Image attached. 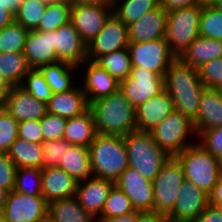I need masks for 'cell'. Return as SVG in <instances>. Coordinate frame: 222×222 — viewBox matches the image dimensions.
Returning <instances> with one entry per match:
<instances>
[{"mask_svg":"<svg viewBox=\"0 0 222 222\" xmlns=\"http://www.w3.org/2000/svg\"><path fill=\"white\" fill-rule=\"evenodd\" d=\"M209 205V194L185 180L180 187L176 204L167 215L169 222H191L200 212Z\"/></svg>","mask_w":222,"mask_h":222,"instance_id":"cell-15","label":"cell"},{"mask_svg":"<svg viewBox=\"0 0 222 222\" xmlns=\"http://www.w3.org/2000/svg\"><path fill=\"white\" fill-rule=\"evenodd\" d=\"M209 201H222V174L213 190L209 193Z\"/></svg>","mask_w":222,"mask_h":222,"instance_id":"cell-54","label":"cell"},{"mask_svg":"<svg viewBox=\"0 0 222 222\" xmlns=\"http://www.w3.org/2000/svg\"><path fill=\"white\" fill-rule=\"evenodd\" d=\"M40 121L44 141L63 138L67 123L66 118L47 113Z\"/></svg>","mask_w":222,"mask_h":222,"instance_id":"cell-45","label":"cell"},{"mask_svg":"<svg viewBox=\"0 0 222 222\" xmlns=\"http://www.w3.org/2000/svg\"><path fill=\"white\" fill-rule=\"evenodd\" d=\"M87 65L82 91L85 93L89 105L98 99L114 94L119 90L120 82L105 69L93 61L85 60L81 65Z\"/></svg>","mask_w":222,"mask_h":222,"instance_id":"cell-20","label":"cell"},{"mask_svg":"<svg viewBox=\"0 0 222 222\" xmlns=\"http://www.w3.org/2000/svg\"><path fill=\"white\" fill-rule=\"evenodd\" d=\"M14 21L15 14L6 5H0V31Z\"/></svg>","mask_w":222,"mask_h":222,"instance_id":"cell-52","label":"cell"},{"mask_svg":"<svg viewBox=\"0 0 222 222\" xmlns=\"http://www.w3.org/2000/svg\"><path fill=\"white\" fill-rule=\"evenodd\" d=\"M115 185L131 200L136 211H154L153 182L135 169L127 167L115 181Z\"/></svg>","mask_w":222,"mask_h":222,"instance_id":"cell-14","label":"cell"},{"mask_svg":"<svg viewBox=\"0 0 222 222\" xmlns=\"http://www.w3.org/2000/svg\"><path fill=\"white\" fill-rule=\"evenodd\" d=\"M88 109L89 103L86 95L79 86H74L65 92L53 93L47 103L48 113L66 119L81 115Z\"/></svg>","mask_w":222,"mask_h":222,"instance_id":"cell-25","label":"cell"},{"mask_svg":"<svg viewBox=\"0 0 222 222\" xmlns=\"http://www.w3.org/2000/svg\"><path fill=\"white\" fill-rule=\"evenodd\" d=\"M48 216L54 222H97L96 218L82 208L76 197L49 203Z\"/></svg>","mask_w":222,"mask_h":222,"instance_id":"cell-29","label":"cell"},{"mask_svg":"<svg viewBox=\"0 0 222 222\" xmlns=\"http://www.w3.org/2000/svg\"><path fill=\"white\" fill-rule=\"evenodd\" d=\"M90 108L81 115L67 119L63 139L71 145L89 147L97 135Z\"/></svg>","mask_w":222,"mask_h":222,"instance_id":"cell-27","label":"cell"},{"mask_svg":"<svg viewBox=\"0 0 222 222\" xmlns=\"http://www.w3.org/2000/svg\"><path fill=\"white\" fill-rule=\"evenodd\" d=\"M16 165L7 152H0V187L11 192L15 186Z\"/></svg>","mask_w":222,"mask_h":222,"instance_id":"cell-47","label":"cell"},{"mask_svg":"<svg viewBox=\"0 0 222 222\" xmlns=\"http://www.w3.org/2000/svg\"><path fill=\"white\" fill-rule=\"evenodd\" d=\"M9 191L0 187V210L2 211L5 206Z\"/></svg>","mask_w":222,"mask_h":222,"instance_id":"cell-58","label":"cell"},{"mask_svg":"<svg viewBox=\"0 0 222 222\" xmlns=\"http://www.w3.org/2000/svg\"><path fill=\"white\" fill-rule=\"evenodd\" d=\"M124 141L128 167L135 169L144 178L153 181L170 156L154 142L150 132L132 131L124 136Z\"/></svg>","mask_w":222,"mask_h":222,"instance_id":"cell-4","label":"cell"},{"mask_svg":"<svg viewBox=\"0 0 222 222\" xmlns=\"http://www.w3.org/2000/svg\"><path fill=\"white\" fill-rule=\"evenodd\" d=\"M119 2L112 0L113 14L126 25L137 21L159 5L156 0H124L122 3Z\"/></svg>","mask_w":222,"mask_h":222,"instance_id":"cell-34","label":"cell"},{"mask_svg":"<svg viewBox=\"0 0 222 222\" xmlns=\"http://www.w3.org/2000/svg\"><path fill=\"white\" fill-rule=\"evenodd\" d=\"M59 167L77 182L92 177L89 147L71 145L65 150Z\"/></svg>","mask_w":222,"mask_h":222,"instance_id":"cell-28","label":"cell"},{"mask_svg":"<svg viewBox=\"0 0 222 222\" xmlns=\"http://www.w3.org/2000/svg\"><path fill=\"white\" fill-rule=\"evenodd\" d=\"M71 6L67 0L47 4L44 16L34 30L55 31L60 26L67 24L70 21Z\"/></svg>","mask_w":222,"mask_h":222,"instance_id":"cell-35","label":"cell"},{"mask_svg":"<svg viewBox=\"0 0 222 222\" xmlns=\"http://www.w3.org/2000/svg\"><path fill=\"white\" fill-rule=\"evenodd\" d=\"M134 211L136 210L131 200L121 189L114 185L108 194L101 216L97 219V222H103L105 219Z\"/></svg>","mask_w":222,"mask_h":222,"instance_id":"cell-38","label":"cell"},{"mask_svg":"<svg viewBox=\"0 0 222 222\" xmlns=\"http://www.w3.org/2000/svg\"><path fill=\"white\" fill-rule=\"evenodd\" d=\"M78 66L58 61L53 64L44 65L39 68L47 84L50 86L52 93H61L72 89L73 85L72 72L77 71Z\"/></svg>","mask_w":222,"mask_h":222,"instance_id":"cell-31","label":"cell"},{"mask_svg":"<svg viewBox=\"0 0 222 222\" xmlns=\"http://www.w3.org/2000/svg\"><path fill=\"white\" fill-rule=\"evenodd\" d=\"M132 67H142L165 76L169 65L177 58L165 38L154 41L129 43Z\"/></svg>","mask_w":222,"mask_h":222,"instance_id":"cell-9","label":"cell"},{"mask_svg":"<svg viewBox=\"0 0 222 222\" xmlns=\"http://www.w3.org/2000/svg\"><path fill=\"white\" fill-rule=\"evenodd\" d=\"M7 153L17 168L30 167L43 169L42 144L30 143L27 140L17 138Z\"/></svg>","mask_w":222,"mask_h":222,"instance_id":"cell-30","label":"cell"},{"mask_svg":"<svg viewBox=\"0 0 222 222\" xmlns=\"http://www.w3.org/2000/svg\"><path fill=\"white\" fill-rule=\"evenodd\" d=\"M198 138V143L222 162V126L205 130Z\"/></svg>","mask_w":222,"mask_h":222,"instance_id":"cell-46","label":"cell"},{"mask_svg":"<svg viewBox=\"0 0 222 222\" xmlns=\"http://www.w3.org/2000/svg\"><path fill=\"white\" fill-rule=\"evenodd\" d=\"M119 90L137 108L165 90L164 77L142 67H132L131 74L120 82Z\"/></svg>","mask_w":222,"mask_h":222,"instance_id":"cell-10","label":"cell"},{"mask_svg":"<svg viewBox=\"0 0 222 222\" xmlns=\"http://www.w3.org/2000/svg\"><path fill=\"white\" fill-rule=\"evenodd\" d=\"M150 133L154 142L170 157L192 145L186 140L191 133L197 137L193 121L176 109L154 127Z\"/></svg>","mask_w":222,"mask_h":222,"instance_id":"cell-7","label":"cell"},{"mask_svg":"<svg viewBox=\"0 0 222 222\" xmlns=\"http://www.w3.org/2000/svg\"><path fill=\"white\" fill-rule=\"evenodd\" d=\"M137 211L105 219L103 222H136Z\"/></svg>","mask_w":222,"mask_h":222,"instance_id":"cell-53","label":"cell"},{"mask_svg":"<svg viewBox=\"0 0 222 222\" xmlns=\"http://www.w3.org/2000/svg\"><path fill=\"white\" fill-rule=\"evenodd\" d=\"M215 8L222 11V0H215V2L212 4Z\"/></svg>","mask_w":222,"mask_h":222,"instance_id":"cell-62","label":"cell"},{"mask_svg":"<svg viewBox=\"0 0 222 222\" xmlns=\"http://www.w3.org/2000/svg\"><path fill=\"white\" fill-rule=\"evenodd\" d=\"M174 110L171 96L166 90L136 108L138 131L150 132Z\"/></svg>","mask_w":222,"mask_h":222,"instance_id":"cell-22","label":"cell"},{"mask_svg":"<svg viewBox=\"0 0 222 222\" xmlns=\"http://www.w3.org/2000/svg\"><path fill=\"white\" fill-rule=\"evenodd\" d=\"M71 5L74 4H99L112 3V0H67Z\"/></svg>","mask_w":222,"mask_h":222,"instance_id":"cell-57","label":"cell"},{"mask_svg":"<svg viewBox=\"0 0 222 222\" xmlns=\"http://www.w3.org/2000/svg\"><path fill=\"white\" fill-rule=\"evenodd\" d=\"M114 185V181L90 177L78 182L75 197L86 212L98 219Z\"/></svg>","mask_w":222,"mask_h":222,"instance_id":"cell-17","label":"cell"},{"mask_svg":"<svg viewBox=\"0 0 222 222\" xmlns=\"http://www.w3.org/2000/svg\"><path fill=\"white\" fill-rule=\"evenodd\" d=\"M210 205H213L216 207V209L222 213V201H209Z\"/></svg>","mask_w":222,"mask_h":222,"instance_id":"cell-59","label":"cell"},{"mask_svg":"<svg viewBox=\"0 0 222 222\" xmlns=\"http://www.w3.org/2000/svg\"><path fill=\"white\" fill-rule=\"evenodd\" d=\"M12 86H0V110H5L8 101L9 91Z\"/></svg>","mask_w":222,"mask_h":222,"instance_id":"cell-55","label":"cell"},{"mask_svg":"<svg viewBox=\"0 0 222 222\" xmlns=\"http://www.w3.org/2000/svg\"><path fill=\"white\" fill-rule=\"evenodd\" d=\"M214 2H215V0H198V3L201 6L212 5Z\"/></svg>","mask_w":222,"mask_h":222,"instance_id":"cell-61","label":"cell"},{"mask_svg":"<svg viewBox=\"0 0 222 222\" xmlns=\"http://www.w3.org/2000/svg\"><path fill=\"white\" fill-rule=\"evenodd\" d=\"M2 213L8 222H37L48 215V203L43 196H30L12 190Z\"/></svg>","mask_w":222,"mask_h":222,"instance_id":"cell-13","label":"cell"},{"mask_svg":"<svg viewBox=\"0 0 222 222\" xmlns=\"http://www.w3.org/2000/svg\"><path fill=\"white\" fill-rule=\"evenodd\" d=\"M46 5L41 0H21L15 13V22L23 28L34 30L44 16Z\"/></svg>","mask_w":222,"mask_h":222,"instance_id":"cell-37","label":"cell"},{"mask_svg":"<svg viewBox=\"0 0 222 222\" xmlns=\"http://www.w3.org/2000/svg\"><path fill=\"white\" fill-rule=\"evenodd\" d=\"M6 110L18 122L41 120L47 112V104L39 101L20 85L9 91Z\"/></svg>","mask_w":222,"mask_h":222,"instance_id":"cell-21","label":"cell"},{"mask_svg":"<svg viewBox=\"0 0 222 222\" xmlns=\"http://www.w3.org/2000/svg\"><path fill=\"white\" fill-rule=\"evenodd\" d=\"M128 45L127 25L112 13L100 33L87 44V60L95 62L99 57Z\"/></svg>","mask_w":222,"mask_h":222,"instance_id":"cell-12","label":"cell"},{"mask_svg":"<svg viewBox=\"0 0 222 222\" xmlns=\"http://www.w3.org/2000/svg\"><path fill=\"white\" fill-rule=\"evenodd\" d=\"M18 138L30 143L42 144L43 134L40 120H27L18 122Z\"/></svg>","mask_w":222,"mask_h":222,"instance_id":"cell-48","label":"cell"},{"mask_svg":"<svg viewBox=\"0 0 222 222\" xmlns=\"http://www.w3.org/2000/svg\"><path fill=\"white\" fill-rule=\"evenodd\" d=\"M41 1L45 2L46 4H50V3L58 2L60 0H41Z\"/></svg>","mask_w":222,"mask_h":222,"instance_id":"cell-64","label":"cell"},{"mask_svg":"<svg viewBox=\"0 0 222 222\" xmlns=\"http://www.w3.org/2000/svg\"><path fill=\"white\" fill-rule=\"evenodd\" d=\"M0 86H12L1 73H0Z\"/></svg>","mask_w":222,"mask_h":222,"instance_id":"cell-60","label":"cell"},{"mask_svg":"<svg viewBox=\"0 0 222 222\" xmlns=\"http://www.w3.org/2000/svg\"><path fill=\"white\" fill-rule=\"evenodd\" d=\"M0 222H8L4 217H3V213L0 210Z\"/></svg>","mask_w":222,"mask_h":222,"instance_id":"cell-65","label":"cell"},{"mask_svg":"<svg viewBox=\"0 0 222 222\" xmlns=\"http://www.w3.org/2000/svg\"><path fill=\"white\" fill-rule=\"evenodd\" d=\"M113 13L112 3L74 4L71 6L70 23L89 44L103 29L105 21Z\"/></svg>","mask_w":222,"mask_h":222,"instance_id":"cell-11","label":"cell"},{"mask_svg":"<svg viewBox=\"0 0 222 222\" xmlns=\"http://www.w3.org/2000/svg\"><path fill=\"white\" fill-rule=\"evenodd\" d=\"M159 5L162 6L167 12H170L175 9L192 7L200 4L198 3V0H161Z\"/></svg>","mask_w":222,"mask_h":222,"instance_id":"cell-50","label":"cell"},{"mask_svg":"<svg viewBox=\"0 0 222 222\" xmlns=\"http://www.w3.org/2000/svg\"><path fill=\"white\" fill-rule=\"evenodd\" d=\"M181 164L185 180L193 182L208 194L222 174V162L199 143L190 145L174 156Z\"/></svg>","mask_w":222,"mask_h":222,"instance_id":"cell-5","label":"cell"},{"mask_svg":"<svg viewBox=\"0 0 222 222\" xmlns=\"http://www.w3.org/2000/svg\"><path fill=\"white\" fill-rule=\"evenodd\" d=\"M198 72L206 87L222 89V58L206 62L198 68Z\"/></svg>","mask_w":222,"mask_h":222,"instance_id":"cell-44","label":"cell"},{"mask_svg":"<svg viewBox=\"0 0 222 222\" xmlns=\"http://www.w3.org/2000/svg\"><path fill=\"white\" fill-rule=\"evenodd\" d=\"M20 86L36 99L46 104L53 94L39 69H30Z\"/></svg>","mask_w":222,"mask_h":222,"instance_id":"cell-41","label":"cell"},{"mask_svg":"<svg viewBox=\"0 0 222 222\" xmlns=\"http://www.w3.org/2000/svg\"><path fill=\"white\" fill-rule=\"evenodd\" d=\"M136 222H169L167 215L157 211H137Z\"/></svg>","mask_w":222,"mask_h":222,"instance_id":"cell-51","label":"cell"},{"mask_svg":"<svg viewBox=\"0 0 222 222\" xmlns=\"http://www.w3.org/2000/svg\"><path fill=\"white\" fill-rule=\"evenodd\" d=\"M37 222H54L48 215Z\"/></svg>","mask_w":222,"mask_h":222,"instance_id":"cell-63","label":"cell"},{"mask_svg":"<svg viewBox=\"0 0 222 222\" xmlns=\"http://www.w3.org/2000/svg\"><path fill=\"white\" fill-rule=\"evenodd\" d=\"M41 190L42 169L30 167L16 169L14 191L30 196H42Z\"/></svg>","mask_w":222,"mask_h":222,"instance_id":"cell-36","label":"cell"},{"mask_svg":"<svg viewBox=\"0 0 222 222\" xmlns=\"http://www.w3.org/2000/svg\"><path fill=\"white\" fill-rule=\"evenodd\" d=\"M18 138V121L5 109L0 110V152H8Z\"/></svg>","mask_w":222,"mask_h":222,"instance_id":"cell-43","label":"cell"},{"mask_svg":"<svg viewBox=\"0 0 222 222\" xmlns=\"http://www.w3.org/2000/svg\"><path fill=\"white\" fill-rule=\"evenodd\" d=\"M92 177L116 181L128 167L124 136L97 134L89 146Z\"/></svg>","mask_w":222,"mask_h":222,"instance_id":"cell-3","label":"cell"},{"mask_svg":"<svg viewBox=\"0 0 222 222\" xmlns=\"http://www.w3.org/2000/svg\"><path fill=\"white\" fill-rule=\"evenodd\" d=\"M167 11L160 5L127 25L129 43L154 41L165 37Z\"/></svg>","mask_w":222,"mask_h":222,"instance_id":"cell-18","label":"cell"},{"mask_svg":"<svg viewBox=\"0 0 222 222\" xmlns=\"http://www.w3.org/2000/svg\"><path fill=\"white\" fill-rule=\"evenodd\" d=\"M164 86L171 96L174 109L194 121L198 116L201 92L205 87L198 69L176 58L165 73Z\"/></svg>","mask_w":222,"mask_h":222,"instance_id":"cell-1","label":"cell"},{"mask_svg":"<svg viewBox=\"0 0 222 222\" xmlns=\"http://www.w3.org/2000/svg\"><path fill=\"white\" fill-rule=\"evenodd\" d=\"M199 35L222 41V11L213 5L202 6Z\"/></svg>","mask_w":222,"mask_h":222,"instance_id":"cell-40","label":"cell"},{"mask_svg":"<svg viewBox=\"0 0 222 222\" xmlns=\"http://www.w3.org/2000/svg\"><path fill=\"white\" fill-rule=\"evenodd\" d=\"M178 58L183 63L198 69L208 61L222 58V41L199 36Z\"/></svg>","mask_w":222,"mask_h":222,"instance_id":"cell-26","label":"cell"},{"mask_svg":"<svg viewBox=\"0 0 222 222\" xmlns=\"http://www.w3.org/2000/svg\"><path fill=\"white\" fill-rule=\"evenodd\" d=\"M77 184L78 182L60 167L42 169L41 195L48 204L56 200L75 197Z\"/></svg>","mask_w":222,"mask_h":222,"instance_id":"cell-23","label":"cell"},{"mask_svg":"<svg viewBox=\"0 0 222 222\" xmlns=\"http://www.w3.org/2000/svg\"><path fill=\"white\" fill-rule=\"evenodd\" d=\"M202 6L195 5L167 12L165 40L178 58L199 37Z\"/></svg>","mask_w":222,"mask_h":222,"instance_id":"cell-6","label":"cell"},{"mask_svg":"<svg viewBox=\"0 0 222 222\" xmlns=\"http://www.w3.org/2000/svg\"><path fill=\"white\" fill-rule=\"evenodd\" d=\"M20 2L21 0H0V5H6L15 14Z\"/></svg>","mask_w":222,"mask_h":222,"instance_id":"cell-56","label":"cell"},{"mask_svg":"<svg viewBox=\"0 0 222 222\" xmlns=\"http://www.w3.org/2000/svg\"><path fill=\"white\" fill-rule=\"evenodd\" d=\"M52 41L59 61L79 66L87 60V44L70 22L53 31Z\"/></svg>","mask_w":222,"mask_h":222,"instance_id":"cell-16","label":"cell"},{"mask_svg":"<svg viewBox=\"0 0 222 222\" xmlns=\"http://www.w3.org/2000/svg\"><path fill=\"white\" fill-rule=\"evenodd\" d=\"M95 63L105 69L119 82L126 79L131 74L132 70V62L128 48L103 55L99 57Z\"/></svg>","mask_w":222,"mask_h":222,"instance_id":"cell-32","label":"cell"},{"mask_svg":"<svg viewBox=\"0 0 222 222\" xmlns=\"http://www.w3.org/2000/svg\"><path fill=\"white\" fill-rule=\"evenodd\" d=\"M191 222H222V213L209 204Z\"/></svg>","mask_w":222,"mask_h":222,"instance_id":"cell-49","label":"cell"},{"mask_svg":"<svg viewBox=\"0 0 222 222\" xmlns=\"http://www.w3.org/2000/svg\"><path fill=\"white\" fill-rule=\"evenodd\" d=\"M71 144L66 139L48 140L42 143L43 148V168L59 167L65 150Z\"/></svg>","mask_w":222,"mask_h":222,"instance_id":"cell-42","label":"cell"},{"mask_svg":"<svg viewBox=\"0 0 222 222\" xmlns=\"http://www.w3.org/2000/svg\"><path fill=\"white\" fill-rule=\"evenodd\" d=\"M29 70L23 53L0 52V73L12 86L21 85Z\"/></svg>","mask_w":222,"mask_h":222,"instance_id":"cell-33","label":"cell"},{"mask_svg":"<svg viewBox=\"0 0 222 222\" xmlns=\"http://www.w3.org/2000/svg\"><path fill=\"white\" fill-rule=\"evenodd\" d=\"M28 31L15 21L5 26L0 31V52L23 53Z\"/></svg>","mask_w":222,"mask_h":222,"instance_id":"cell-39","label":"cell"},{"mask_svg":"<svg viewBox=\"0 0 222 222\" xmlns=\"http://www.w3.org/2000/svg\"><path fill=\"white\" fill-rule=\"evenodd\" d=\"M89 108L98 134L125 136L137 130L136 108L120 90L92 102Z\"/></svg>","mask_w":222,"mask_h":222,"instance_id":"cell-2","label":"cell"},{"mask_svg":"<svg viewBox=\"0 0 222 222\" xmlns=\"http://www.w3.org/2000/svg\"><path fill=\"white\" fill-rule=\"evenodd\" d=\"M196 136L203 131L222 126V94L220 89L204 87L197 118L193 121Z\"/></svg>","mask_w":222,"mask_h":222,"instance_id":"cell-24","label":"cell"},{"mask_svg":"<svg viewBox=\"0 0 222 222\" xmlns=\"http://www.w3.org/2000/svg\"><path fill=\"white\" fill-rule=\"evenodd\" d=\"M185 181L178 160L171 156L161 167L153 182L154 211L168 215L176 204L180 187Z\"/></svg>","mask_w":222,"mask_h":222,"instance_id":"cell-8","label":"cell"},{"mask_svg":"<svg viewBox=\"0 0 222 222\" xmlns=\"http://www.w3.org/2000/svg\"><path fill=\"white\" fill-rule=\"evenodd\" d=\"M52 35L53 31H28L23 55L30 69H39L44 65L59 61L53 48Z\"/></svg>","mask_w":222,"mask_h":222,"instance_id":"cell-19","label":"cell"}]
</instances>
